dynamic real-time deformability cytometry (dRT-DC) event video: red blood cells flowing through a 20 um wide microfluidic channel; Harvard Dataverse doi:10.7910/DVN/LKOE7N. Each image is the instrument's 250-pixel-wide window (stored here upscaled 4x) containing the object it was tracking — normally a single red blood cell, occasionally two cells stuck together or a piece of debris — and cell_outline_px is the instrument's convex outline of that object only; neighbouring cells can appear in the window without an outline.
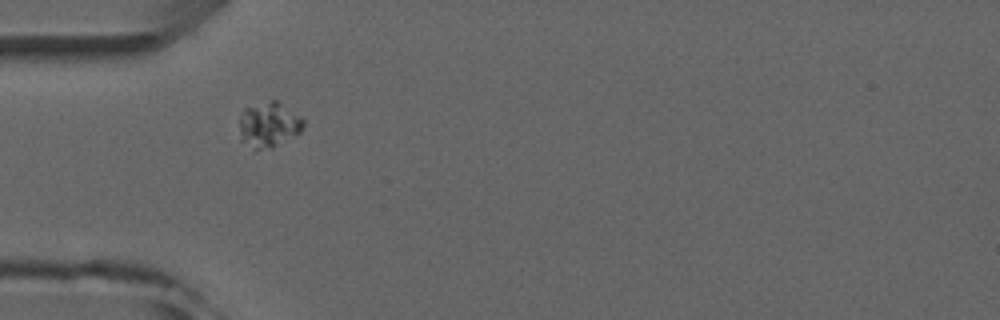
{"species": "common noctule bat (a hibernating species)", "species_latin": "Nyctalus noctula", "temperature_condition": "room temperature", "stored_images_in_passage": 2, "camera_frame_rate_fps": 3000, "um_per_image_px": 0.085, "animal": {"sex": "male", "forearm_length_mm": 52.5}, "frame": {"image": 1, "passage_image": 1, "time_ms": 0.0, "image_size_px": [1000, 320], "cell_outline_px": [[304, 124], [300, 132], [272, 148], [256, 148], [240, 132], [240, 116], [244, 108], [272, 100], [276, 100], [300, 116], [304, 120]], "centroid_in_image_um": [22.9, 10.55], "position_along_channel_um": 62.1, "area_um2": 16.01}}
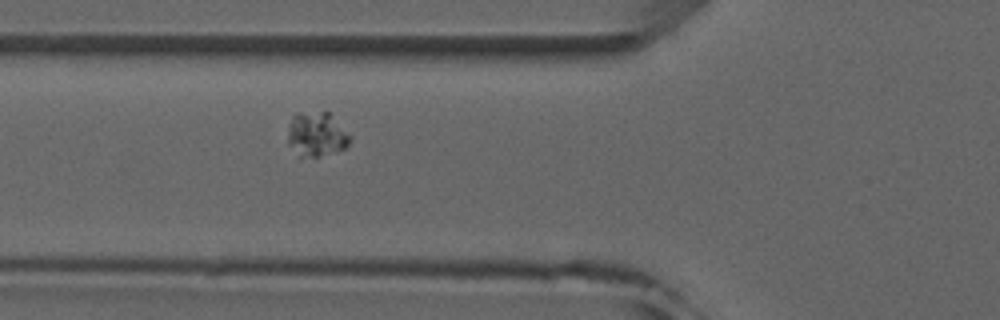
{"frame": {"image": 2, "passage_image": 2, "time_ms": 1.0, "image_size_px": [1000, 320], "cell_outline_px": [[352, 136], [348, 144], [344, 148], [336, 152], [320, 156], [300, 156], [288, 144], [288, 128], [292, 116], [296, 112], [328, 112]], "centroid_in_image_um": [26.9, 11.41], "position_along_channel_um": 98.9, "area_um2": 16.07}}